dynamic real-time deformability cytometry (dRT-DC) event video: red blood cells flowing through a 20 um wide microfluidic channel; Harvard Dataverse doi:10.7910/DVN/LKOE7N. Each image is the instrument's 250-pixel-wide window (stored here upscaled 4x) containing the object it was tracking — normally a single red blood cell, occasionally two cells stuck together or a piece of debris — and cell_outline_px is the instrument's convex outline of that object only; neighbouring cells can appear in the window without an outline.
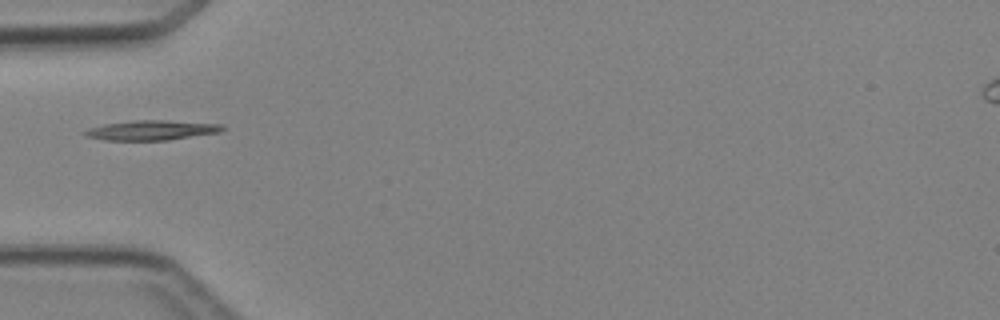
{"species": "Egyptian fruit bat (a non-hibernating species)", "species_latin": "Rousettus aegyptiacus", "temperature_condition": "cold", "stored_images_in_passage": 2, "camera_frame_rate_fps": 3000, "um_per_image_px": 0.085, "animal": {"sex": "female"}, "frame": {"image": 1, "passage_image": 1, "time_ms": 0.0, "image_size_px": [1000, 320], "cell_outline_px": [[228, 128], [220, 132], [168, 140], [104, 140], [84, 136], [80, 132], [88, 128], [104, 124], [132, 120], [168, 120], [224, 124]], "centroid_in_image_um": [12.88, 11.06], "position_along_channel_um": 72.1, "area_um2": 16.18}}
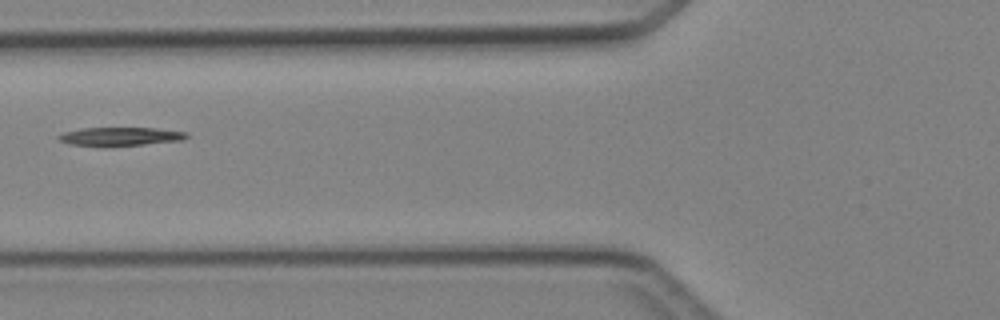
{"frame": {"image": 2, "passage_image": 2, "time_ms": 1.0, "image_size_px": [1000, 320], "cell_outline_px": [[188, 136], [184, 140], [144, 144], [68, 144], [60, 140], [56, 136], [64, 132], [80, 128], [156, 128], [188, 132]], "centroid_in_image_um": [10.29, 11.56], "position_along_channel_um": 115.5, "area_um2": 13.18}}